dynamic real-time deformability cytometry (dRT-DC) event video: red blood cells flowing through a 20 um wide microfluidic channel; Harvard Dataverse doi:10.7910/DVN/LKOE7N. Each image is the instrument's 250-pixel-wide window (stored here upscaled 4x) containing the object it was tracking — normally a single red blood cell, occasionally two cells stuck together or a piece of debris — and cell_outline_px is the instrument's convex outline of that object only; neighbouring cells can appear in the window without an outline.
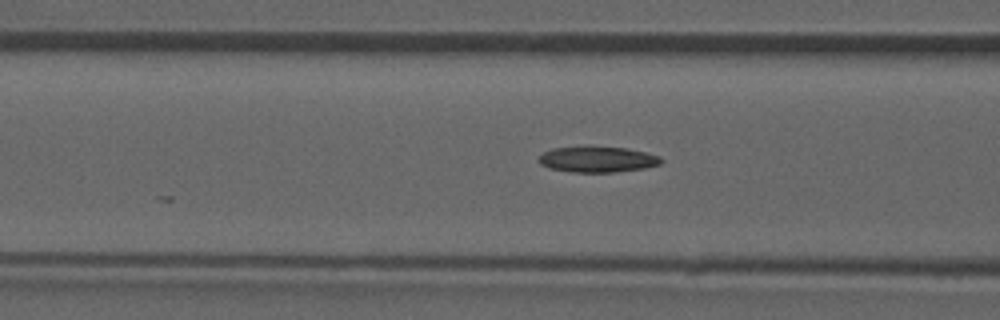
{"species": "common noctule bat (a hibernating species)", "species_latin": "Nyctalus noctula", "temperature_condition": "room temperature", "stored_images_in_passage": 13, "camera_frame_rate_fps": 3000, "um_per_image_px": 0.085, "animal": {"sex": "male", "forearm_length_mm": 52.5}, "frame": {"image": 1, "passage_image": 11, "time_ms": 3.333, "image_size_px": [1000, 320], "cell_outline_px": [[664, 160], [660, 164], [644, 168], [612, 172], [572, 172], [548, 168], [540, 164], [540, 156], [544, 152], [552, 148], [584, 144], [592, 144], [628, 148], [660, 156]], "centroid_in_image_um": [50.77, 13.5], "position_along_channel_um": 115.8, "area_um2": 19.07}}